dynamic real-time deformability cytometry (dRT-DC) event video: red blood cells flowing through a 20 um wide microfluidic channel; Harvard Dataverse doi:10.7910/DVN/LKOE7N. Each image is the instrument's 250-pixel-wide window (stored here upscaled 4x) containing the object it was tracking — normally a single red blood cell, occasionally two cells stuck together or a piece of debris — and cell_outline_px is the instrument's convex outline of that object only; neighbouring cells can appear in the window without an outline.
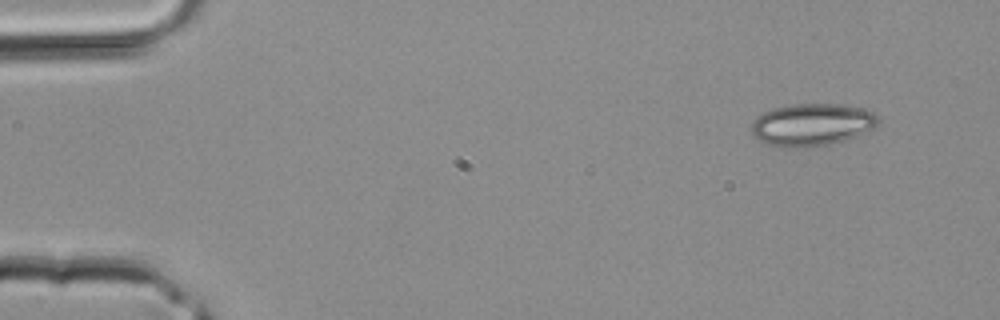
{"species": "common noctule bat (a hibernating species)", "species_latin": "Nyctalus noctula", "temperature_condition": "room temperature", "stored_images_in_passage": 3, "camera_frame_rate_fps": 3000, "um_per_image_px": 0.085, "animal": {"sex": "male", "body_mass_g": 20.4}, "frame": {"image": 1, "passage_image": 1, "time_ms": 0.0, "image_size_px": [1000, 320], "cell_outline_px": [[880, 120], [876, 128], [856, 136], [844, 140], [828, 144], [804, 148], [788, 148], [768, 144], [760, 140], [752, 132], [752, 124], [756, 116], [764, 112], [776, 108], [792, 104], [840, 104], [860, 108], [872, 112]], "centroid_in_image_um": [69.03, 10.6], "position_along_channel_um": 16.0, "area_um2": 31.15}}